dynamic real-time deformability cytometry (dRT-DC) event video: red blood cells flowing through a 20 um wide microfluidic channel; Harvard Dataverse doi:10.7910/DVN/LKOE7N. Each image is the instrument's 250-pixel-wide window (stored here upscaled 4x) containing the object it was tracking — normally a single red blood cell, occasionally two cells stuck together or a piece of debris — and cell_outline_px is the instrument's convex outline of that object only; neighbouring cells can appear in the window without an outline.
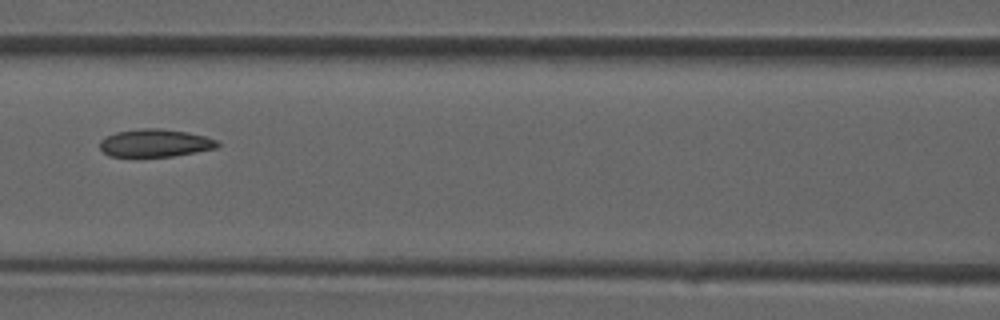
{"species": "common noctule bat (a hibernating species)", "species_latin": "Nyctalus noctula", "temperature_condition": "room temperature", "stored_images_in_passage": 36, "camera_frame_rate_fps": 3000, "um_per_image_px": 0.085, "animal": {"sex": "male", "forearm_length_mm": 52.5}, "frame": {"image": 1, "passage_image": 16, "time_ms": 5.0, "image_size_px": [1000, 320], "cell_outline_px": [[220, 144], [216, 148], [196, 152], [172, 156], [108, 156], [100, 148], [100, 140], [116, 132], [140, 128], [160, 128], [188, 132], [204, 136], [216, 140]], "centroid_in_image_um": [13.18, 12.15], "position_along_channel_um": 153.4, "area_um2": 18.9}}